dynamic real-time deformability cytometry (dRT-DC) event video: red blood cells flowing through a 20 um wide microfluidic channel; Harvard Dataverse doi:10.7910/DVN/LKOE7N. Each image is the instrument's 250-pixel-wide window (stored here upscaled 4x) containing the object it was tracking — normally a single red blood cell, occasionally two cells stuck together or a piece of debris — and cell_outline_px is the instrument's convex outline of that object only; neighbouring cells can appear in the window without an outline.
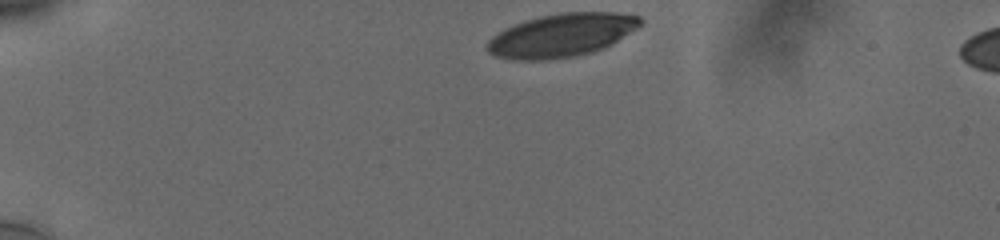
{"species": "human", "species_latin": "Homo sapiens", "temperature_condition": "cold", "stored_images_in_passage": 37, "camera_frame_rate_fps": 3000, "um_per_image_px": 0.085, "donor": {"sex": "male"}, "frame": {"image": 1, "passage_image": 1, "time_ms": 0.0, "image_size_px": [1000, 240], "cell_outline_px": [[644, 20], [636, 28], [604, 48], [592, 52], [576, 56], [548, 60], [512, 60], [492, 56], [484, 48], [484, 44], [496, 32], [512, 24], [524, 20], [540, 16], [560, 12], [612, 12], [640, 16]], "centroid_in_image_um": [47.64, 3.0], "position_along_channel_um": 37.4, "area_um2": 39.07}}
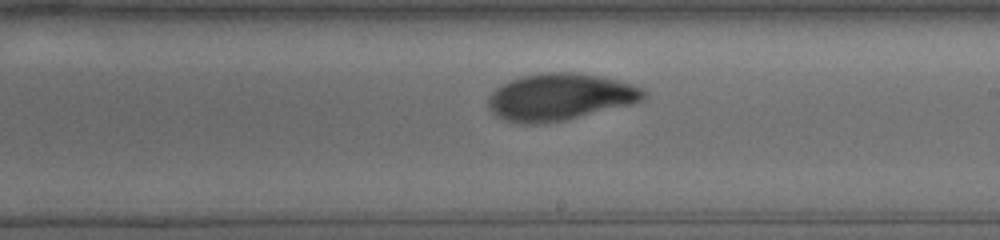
{"frame": {"image": 2, "passage_image": 23, "time_ms": 7.333, "image_size_px": [1000, 240], "cell_outline_px": [[648, 96], [644, 100], [632, 104], [564, 120], [540, 124], [520, 124], [504, 120], [496, 116], [488, 108], [488, 96], [496, 88], [512, 80], [524, 76], [544, 72], [572, 72], [600, 76], [632, 84], [644, 88], [648, 92]], "centroid_in_image_um": [47.62, 8.25], "position_along_channel_um": 241.4, "area_um2": 42.6}}
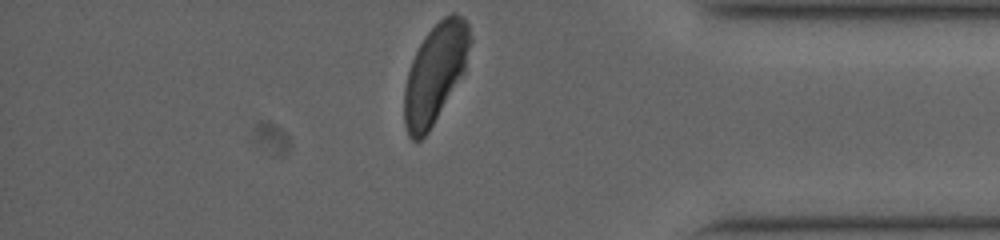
{"frame": {"image": 3, "passage_image": 37, "time_ms": 12.0, "image_size_px": [1000, 240], "cell_outline_px": [[472, 40], [464, 72], [428, 132], [420, 140], [412, 140], [408, 136], [404, 124], [404, 88], [408, 72], [412, 60], [424, 36], [444, 16], [452, 12], [456, 12], [468, 24]], "centroid_in_image_um": [36.99, 6.22], "position_along_channel_um": 398.2, "area_um2": 37.69}, "authors_computed_cell_mechanics": {"area_um2": 41.2114, "velocity_mm_per_s": 3.7326, "shape_relaxation_time_tau1_ms": 3.0945, "shape_relaxation_time_tau2_ms": 1.1179, "deformation_change_tau1": 0.1562, "deformation_change_tau2": 0.0568}}